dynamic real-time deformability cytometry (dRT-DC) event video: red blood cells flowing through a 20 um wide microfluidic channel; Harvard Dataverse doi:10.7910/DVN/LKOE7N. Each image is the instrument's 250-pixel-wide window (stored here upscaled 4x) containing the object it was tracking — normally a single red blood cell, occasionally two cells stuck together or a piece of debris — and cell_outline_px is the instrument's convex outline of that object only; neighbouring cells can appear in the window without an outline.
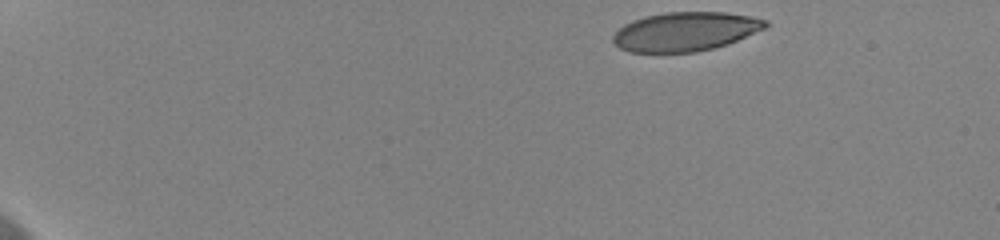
{"species": "human", "species_latin": "Homo sapiens", "temperature_condition": "cold", "stored_images_in_passage": 10, "camera_frame_rate_fps": 3000, "um_per_image_px": 0.085, "donor": {"sex": "female"}, "frame": {"image": 1, "passage_image": 1, "time_ms": 0.0, "image_size_px": [1000, 240], "cell_outline_px": [[768, 28], [728, 44], [696, 52], [628, 52], [620, 48], [612, 40], [612, 36], [624, 24], [632, 20], [644, 16], [664, 12], [728, 12], [752, 16], [768, 20]], "centroid_in_image_um": [58.29, 2.67], "position_along_channel_um": 26.7, "area_um2": 34.97}}
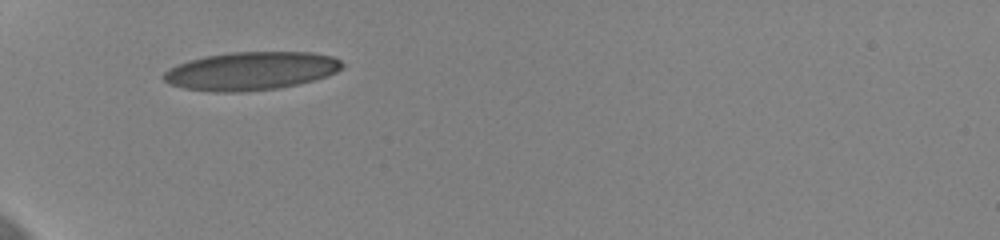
{"frame": {"image": 2, "passage_image": 7, "time_ms": 2.0, "image_size_px": [1000, 240], "cell_outline_px": [[344, 64], [336, 72], [312, 80], [296, 84], [276, 88], [244, 92], [216, 92], [184, 88], [168, 84], [164, 80], [164, 72], [176, 64], [188, 60], [204, 56], [232, 52], [312, 52], [332, 56], [340, 60]], "centroid_in_image_um": [21.29, 6.02], "position_along_channel_um": 63.7, "area_um2": 39.65}}